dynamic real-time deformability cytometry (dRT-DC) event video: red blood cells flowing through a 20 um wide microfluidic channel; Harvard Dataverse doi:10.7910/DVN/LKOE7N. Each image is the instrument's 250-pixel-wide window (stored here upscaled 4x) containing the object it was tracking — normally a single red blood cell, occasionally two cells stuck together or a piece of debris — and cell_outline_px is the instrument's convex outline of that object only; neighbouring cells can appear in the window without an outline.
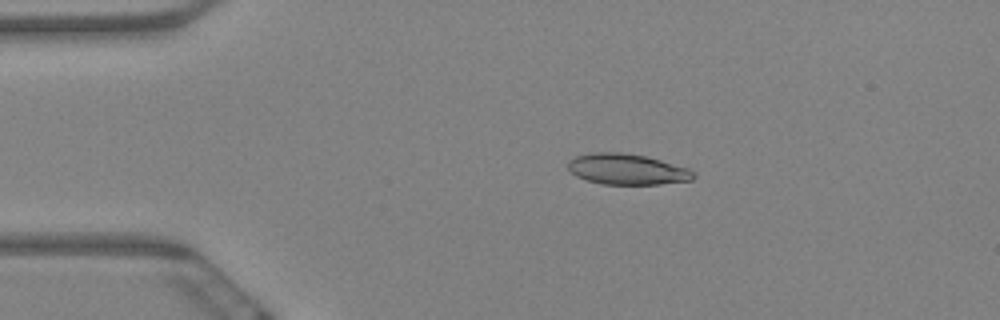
{"species": "Egyptian fruit bat (a non-hibernating species)", "species_latin": "Rousettus aegyptiacus", "temperature_condition": "warm", "stored_images_in_passage": 8, "camera_frame_rate_fps": 3000, "um_per_image_px": 0.085, "animal": {"sex": "female"}, "frame": {"image": 1, "passage_image": 3, "time_ms": 0.667, "image_size_px": [1000, 320], "cell_outline_px": [[696, 176], [692, 180], [660, 184], [600, 184], [576, 176], [568, 168], [568, 160], [576, 156], [592, 152], [620, 152], [644, 156], [660, 160], [688, 168], [696, 172]], "centroid_in_image_um": [53.3, 14.39], "position_along_channel_um": 31.7, "area_um2": 22.48}}
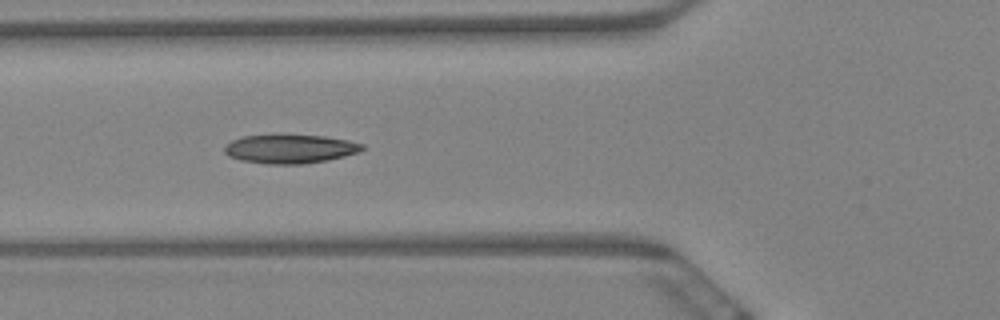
{"frame": {"image": 2, "passage_image": 6, "time_ms": 1.667, "image_size_px": [1000, 320], "cell_outline_px": [[364, 148], [360, 152], [328, 160], [304, 164], [268, 164], [240, 160], [228, 156], [224, 152], [224, 148], [232, 140], [244, 136], [280, 132], [324, 136], [348, 140], [364, 144]], "centroid_in_image_um": [24.65, 12.62], "position_along_channel_um": 101.2, "area_um2": 23.99}}
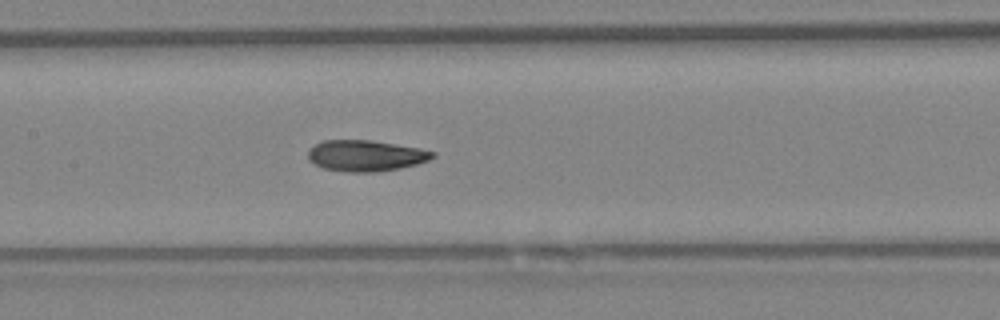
{"frame": {"image": 3, "passage_image": 8, "time_ms": 2.333, "image_size_px": [1000, 320], "cell_outline_px": [[436, 156], [428, 160], [416, 164], [400, 168], [376, 172], [348, 172], [324, 168], [308, 160], [308, 148], [324, 140], [372, 140], [420, 148], [436, 152]], "centroid_in_image_um": [31.09, 13.22], "position_along_channel_um": 176.3, "area_um2": 22.6}}